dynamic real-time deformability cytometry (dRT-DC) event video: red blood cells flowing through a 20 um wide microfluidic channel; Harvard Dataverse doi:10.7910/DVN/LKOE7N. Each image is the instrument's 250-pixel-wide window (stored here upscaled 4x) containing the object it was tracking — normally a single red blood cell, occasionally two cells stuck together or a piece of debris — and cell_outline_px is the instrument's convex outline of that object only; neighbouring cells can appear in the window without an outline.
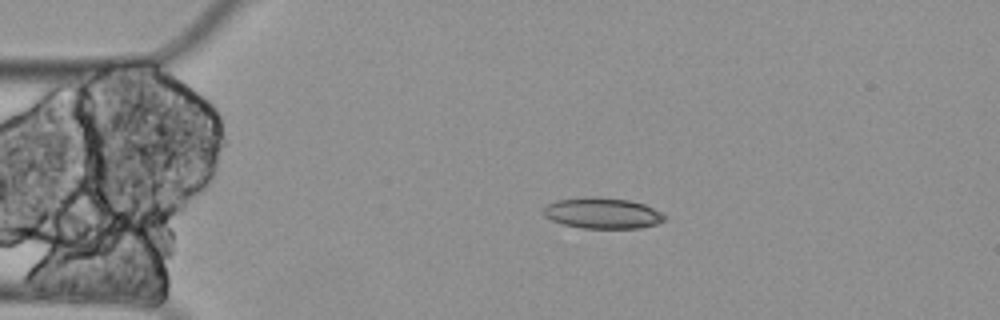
{"species": "Egyptian fruit bat (a non-hibernating species)", "species_latin": "Rousettus aegyptiacus", "temperature_condition": "cold", "stored_images_in_passage": 2, "camera_frame_rate_fps": 3000, "um_per_image_px": 0.085, "animal": {"sex": "female"}, "frame": {"image": 1, "passage_image": 2, "time_ms": 0.333, "image_size_px": [1000, 320], "cell_outline_px": [[668, 220], [656, 224], [640, 228], [584, 228], [564, 224], [552, 220], [544, 216], [544, 208], [548, 204], [556, 200], [588, 196], [596, 196], [628, 200], [644, 204], [668, 216]], "centroid_in_image_um": [51.24, 18.11], "position_along_channel_um": 33.8, "area_um2": 21.85}}